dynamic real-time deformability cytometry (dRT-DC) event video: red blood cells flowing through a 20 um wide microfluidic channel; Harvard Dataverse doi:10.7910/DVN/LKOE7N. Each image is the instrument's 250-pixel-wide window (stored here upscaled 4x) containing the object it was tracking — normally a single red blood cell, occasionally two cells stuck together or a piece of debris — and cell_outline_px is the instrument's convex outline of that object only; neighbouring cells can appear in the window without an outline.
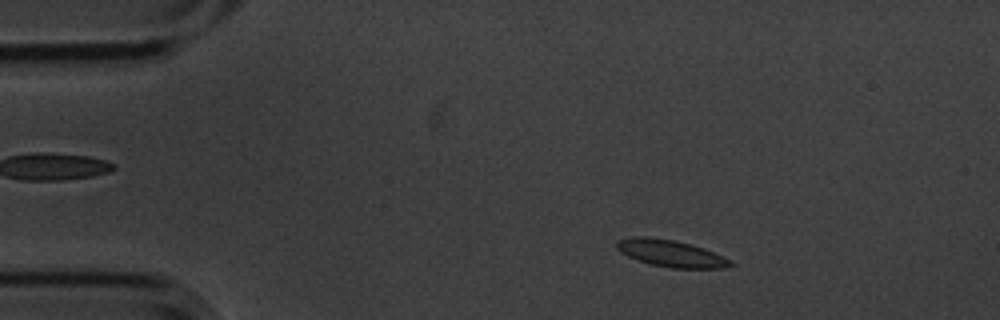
{"species": "common noctule bat (a hibernating species)", "species_latin": "Nyctalus noctula", "temperature_condition": "cold", "stored_images_in_passage": 3, "camera_frame_rate_fps": 3000, "um_per_image_px": 0.085, "animal": {"sex": "male", "body_mass_g": 20.1, "forearm_length_mm": 53.5}, "frame": {"image": 1, "passage_image": 1, "time_ms": 0.0, "image_size_px": [1000, 320], "cell_outline_px": [[736, 264], [728, 268], [672, 268], [652, 264], [628, 256], [620, 252], [616, 248], [616, 240], [632, 236], [648, 236], [676, 240], [704, 248], [732, 260]], "centroid_in_image_um": [57.04, 21.52], "position_along_channel_um": 28.0, "area_um2": 17.98}}